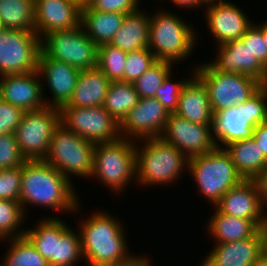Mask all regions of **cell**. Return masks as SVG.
<instances>
[{"label": "cell", "mask_w": 267, "mask_h": 266, "mask_svg": "<svg viewBox=\"0 0 267 266\" xmlns=\"http://www.w3.org/2000/svg\"><path fill=\"white\" fill-rule=\"evenodd\" d=\"M73 185L46 161H25L22 165L19 202L26 216V209L29 210V205L39 207V209L46 207L49 208L48 210H63V215L66 212L76 214L82 207H80V197Z\"/></svg>", "instance_id": "obj_1"}, {"label": "cell", "mask_w": 267, "mask_h": 266, "mask_svg": "<svg viewBox=\"0 0 267 266\" xmlns=\"http://www.w3.org/2000/svg\"><path fill=\"white\" fill-rule=\"evenodd\" d=\"M121 222L116 216L100 209L79 222L77 231L81 237L83 261L88 266L122 265L136 257L129 251Z\"/></svg>", "instance_id": "obj_2"}, {"label": "cell", "mask_w": 267, "mask_h": 266, "mask_svg": "<svg viewBox=\"0 0 267 266\" xmlns=\"http://www.w3.org/2000/svg\"><path fill=\"white\" fill-rule=\"evenodd\" d=\"M188 161L189 158L183 152L161 137L137 141L134 182L139 187L176 184L183 173L188 171Z\"/></svg>", "instance_id": "obj_3"}, {"label": "cell", "mask_w": 267, "mask_h": 266, "mask_svg": "<svg viewBox=\"0 0 267 266\" xmlns=\"http://www.w3.org/2000/svg\"><path fill=\"white\" fill-rule=\"evenodd\" d=\"M177 15L161 8L155 14L150 13L149 27V50L157 60L174 65L192 55L198 39L192 24Z\"/></svg>", "instance_id": "obj_4"}, {"label": "cell", "mask_w": 267, "mask_h": 266, "mask_svg": "<svg viewBox=\"0 0 267 266\" xmlns=\"http://www.w3.org/2000/svg\"><path fill=\"white\" fill-rule=\"evenodd\" d=\"M119 195L136 180V142L125 137L95 144L90 176ZM132 181V182H131ZM119 193V194H118Z\"/></svg>", "instance_id": "obj_5"}, {"label": "cell", "mask_w": 267, "mask_h": 266, "mask_svg": "<svg viewBox=\"0 0 267 266\" xmlns=\"http://www.w3.org/2000/svg\"><path fill=\"white\" fill-rule=\"evenodd\" d=\"M267 120V84L262 85L246 102L213 113V140L216 147L250 139L253 129Z\"/></svg>", "instance_id": "obj_6"}, {"label": "cell", "mask_w": 267, "mask_h": 266, "mask_svg": "<svg viewBox=\"0 0 267 266\" xmlns=\"http://www.w3.org/2000/svg\"><path fill=\"white\" fill-rule=\"evenodd\" d=\"M187 172L194 178L205 200L213 206L225 193L244 180L230 154L225 148L218 147L206 154L190 158Z\"/></svg>", "instance_id": "obj_7"}, {"label": "cell", "mask_w": 267, "mask_h": 266, "mask_svg": "<svg viewBox=\"0 0 267 266\" xmlns=\"http://www.w3.org/2000/svg\"><path fill=\"white\" fill-rule=\"evenodd\" d=\"M95 145L68 130L61 123L50 140L49 151L44 159L70 182L72 175L81 178L91 176Z\"/></svg>", "instance_id": "obj_8"}, {"label": "cell", "mask_w": 267, "mask_h": 266, "mask_svg": "<svg viewBox=\"0 0 267 266\" xmlns=\"http://www.w3.org/2000/svg\"><path fill=\"white\" fill-rule=\"evenodd\" d=\"M194 74L207 88L212 113L246 102L262 86L247 75L220 72L209 62L197 65Z\"/></svg>", "instance_id": "obj_9"}, {"label": "cell", "mask_w": 267, "mask_h": 266, "mask_svg": "<svg viewBox=\"0 0 267 266\" xmlns=\"http://www.w3.org/2000/svg\"><path fill=\"white\" fill-rule=\"evenodd\" d=\"M41 52L57 61L87 70L97 67L98 46L80 26L69 30H56L40 39Z\"/></svg>", "instance_id": "obj_10"}, {"label": "cell", "mask_w": 267, "mask_h": 266, "mask_svg": "<svg viewBox=\"0 0 267 266\" xmlns=\"http://www.w3.org/2000/svg\"><path fill=\"white\" fill-rule=\"evenodd\" d=\"M60 124V110L45 106L36 111H24L15 136L26 161L44 160L54 130Z\"/></svg>", "instance_id": "obj_11"}, {"label": "cell", "mask_w": 267, "mask_h": 266, "mask_svg": "<svg viewBox=\"0 0 267 266\" xmlns=\"http://www.w3.org/2000/svg\"><path fill=\"white\" fill-rule=\"evenodd\" d=\"M59 110L60 123L94 145L120 137V124L103 106L85 108L66 104Z\"/></svg>", "instance_id": "obj_12"}, {"label": "cell", "mask_w": 267, "mask_h": 266, "mask_svg": "<svg viewBox=\"0 0 267 266\" xmlns=\"http://www.w3.org/2000/svg\"><path fill=\"white\" fill-rule=\"evenodd\" d=\"M40 51L36 32L3 29L0 31V76L36 71Z\"/></svg>", "instance_id": "obj_13"}, {"label": "cell", "mask_w": 267, "mask_h": 266, "mask_svg": "<svg viewBox=\"0 0 267 266\" xmlns=\"http://www.w3.org/2000/svg\"><path fill=\"white\" fill-rule=\"evenodd\" d=\"M160 137L173 144L189 159L211 152L216 148L212 125L196 124L175 113L169 114L165 129Z\"/></svg>", "instance_id": "obj_14"}, {"label": "cell", "mask_w": 267, "mask_h": 266, "mask_svg": "<svg viewBox=\"0 0 267 266\" xmlns=\"http://www.w3.org/2000/svg\"><path fill=\"white\" fill-rule=\"evenodd\" d=\"M168 117L169 112L155 97L140 99L120 124V137L135 142L160 137Z\"/></svg>", "instance_id": "obj_15"}, {"label": "cell", "mask_w": 267, "mask_h": 266, "mask_svg": "<svg viewBox=\"0 0 267 266\" xmlns=\"http://www.w3.org/2000/svg\"><path fill=\"white\" fill-rule=\"evenodd\" d=\"M203 11L207 29L217 41L216 46L241 39L253 24V21L244 13L245 11L230 0L206 2Z\"/></svg>", "instance_id": "obj_16"}, {"label": "cell", "mask_w": 267, "mask_h": 266, "mask_svg": "<svg viewBox=\"0 0 267 266\" xmlns=\"http://www.w3.org/2000/svg\"><path fill=\"white\" fill-rule=\"evenodd\" d=\"M216 57L209 63L218 71L243 74L267 84V68L255 57L250 40L237 39L217 47Z\"/></svg>", "instance_id": "obj_17"}, {"label": "cell", "mask_w": 267, "mask_h": 266, "mask_svg": "<svg viewBox=\"0 0 267 266\" xmlns=\"http://www.w3.org/2000/svg\"><path fill=\"white\" fill-rule=\"evenodd\" d=\"M42 80V94L46 106L60 109L71 100L80 70L73 66L45 56L41 51L38 57V67ZM43 78H45L43 82ZM52 94L50 99H45V86ZM46 100V101H45ZM51 100V101H49Z\"/></svg>", "instance_id": "obj_18"}, {"label": "cell", "mask_w": 267, "mask_h": 266, "mask_svg": "<svg viewBox=\"0 0 267 266\" xmlns=\"http://www.w3.org/2000/svg\"><path fill=\"white\" fill-rule=\"evenodd\" d=\"M214 245L200 266H256L264 257L265 233L260 229L251 238Z\"/></svg>", "instance_id": "obj_19"}, {"label": "cell", "mask_w": 267, "mask_h": 266, "mask_svg": "<svg viewBox=\"0 0 267 266\" xmlns=\"http://www.w3.org/2000/svg\"><path fill=\"white\" fill-rule=\"evenodd\" d=\"M214 208L229 216L251 220L260 229H263L267 219V211L254 179H244L240 184L231 188Z\"/></svg>", "instance_id": "obj_20"}, {"label": "cell", "mask_w": 267, "mask_h": 266, "mask_svg": "<svg viewBox=\"0 0 267 266\" xmlns=\"http://www.w3.org/2000/svg\"><path fill=\"white\" fill-rule=\"evenodd\" d=\"M40 79L38 70L0 76V99L23 111H36L44 108L46 105Z\"/></svg>", "instance_id": "obj_21"}, {"label": "cell", "mask_w": 267, "mask_h": 266, "mask_svg": "<svg viewBox=\"0 0 267 266\" xmlns=\"http://www.w3.org/2000/svg\"><path fill=\"white\" fill-rule=\"evenodd\" d=\"M35 32L41 39L56 30L80 26L81 8L72 0H34Z\"/></svg>", "instance_id": "obj_22"}, {"label": "cell", "mask_w": 267, "mask_h": 266, "mask_svg": "<svg viewBox=\"0 0 267 266\" xmlns=\"http://www.w3.org/2000/svg\"><path fill=\"white\" fill-rule=\"evenodd\" d=\"M191 78L180 92L175 114L196 124L212 125L211 111L207 88L192 70Z\"/></svg>", "instance_id": "obj_23"}, {"label": "cell", "mask_w": 267, "mask_h": 266, "mask_svg": "<svg viewBox=\"0 0 267 266\" xmlns=\"http://www.w3.org/2000/svg\"><path fill=\"white\" fill-rule=\"evenodd\" d=\"M111 81L98 68L81 70L69 107L102 106Z\"/></svg>", "instance_id": "obj_24"}, {"label": "cell", "mask_w": 267, "mask_h": 266, "mask_svg": "<svg viewBox=\"0 0 267 266\" xmlns=\"http://www.w3.org/2000/svg\"><path fill=\"white\" fill-rule=\"evenodd\" d=\"M146 12L138 9L126 14L110 44L127 53L148 48L150 15Z\"/></svg>", "instance_id": "obj_25"}, {"label": "cell", "mask_w": 267, "mask_h": 266, "mask_svg": "<svg viewBox=\"0 0 267 266\" xmlns=\"http://www.w3.org/2000/svg\"><path fill=\"white\" fill-rule=\"evenodd\" d=\"M126 14L100 12L89 6L81 8L80 25L87 36L97 45L110 44L123 23Z\"/></svg>", "instance_id": "obj_26"}, {"label": "cell", "mask_w": 267, "mask_h": 266, "mask_svg": "<svg viewBox=\"0 0 267 266\" xmlns=\"http://www.w3.org/2000/svg\"><path fill=\"white\" fill-rule=\"evenodd\" d=\"M208 219L207 230L217 243H230L253 237L260 228L251 220L220 213L216 208Z\"/></svg>", "instance_id": "obj_27"}, {"label": "cell", "mask_w": 267, "mask_h": 266, "mask_svg": "<svg viewBox=\"0 0 267 266\" xmlns=\"http://www.w3.org/2000/svg\"><path fill=\"white\" fill-rule=\"evenodd\" d=\"M225 150L244 179H255L267 167V158L253 138L230 143Z\"/></svg>", "instance_id": "obj_28"}, {"label": "cell", "mask_w": 267, "mask_h": 266, "mask_svg": "<svg viewBox=\"0 0 267 266\" xmlns=\"http://www.w3.org/2000/svg\"><path fill=\"white\" fill-rule=\"evenodd\" d=\"M34 228L25 229V236L36 250L49 261L53 256L54 237H61L71 226L59 216H46L38 220Z\"/></svg>", "instance_id": "obj_29"}, {"label": "cell", "mask_w": 267, "mask_h": 266, "mask_svg": "<svg viewBox=\"0 0 267 266\" xmlns=\"http://www.w3.org/2000/svg\"><path fill=\"white\" fill-rule=\"evenodd\" d=\"M0 21L4 29L35 32L34 0H0Z\"/></svg>", "instance_id": "obj_30"}, {"label": "cell", "mask_w": 267, "mask_h": 266, "mask_svg": "<svg viewBox=\"0 0 267 266\" xmlns=\"http://www.w3.org/2000/svg\"><path fill=\"white\" fill-rule=\"evenodd\" d=\"M139 100L133 83L111 81L102 106L121 124Z\"/></svg>", "instance_id": "obj_31"}, {"label": "cell", "mask_w": 267, "mask_h": 266, "mask_svg": "<svg viewBox=\"0 0 267 266\" xmlns=\"http://www.w3.org/2000/svg\"><path fill=\"white\" fill-rule=\"evenodd\" d=\"M4 241L10 247L8 246L9 250L2 258L0 266H50L25 235Z\"/></svg>", "instance_id": "obj_32"}, {"label": "cell", "mask_w": 267, "mask_h": 266, "mask_svg": "<svg viewBox=\"0 0 267 266\" xmlns=\"http://www.w3.org/2000/svg\"><path fill=\"white\" fill-rule=\"evenodd\" d=\"M82 259L81 237L76 229L69 228L61 237H54L50 266H76Z\"/></svg>", "instance_id": "obj_33"}, {"label": "cell", "mask_w": 267, "mask_h": 266, "mask_svg": "<svg viewBox=\"0 0 267 266\" xmlns=\"http://www.w3.org/2000/svg\"><path fill=\"white\" fill-rule=\"evenodd\" d=\"M26 221L21 203L13 200L0 199V240L22 237L25 229L21 225ZM23 223V224H22ZM20 228V229H18Z\"/></svg>", "instance_id": "obj_34"}, {"label": "cell", "mask_w": 267, "mask_h": 266, "mask_svg": "<svg viewBox=\"0 0 267 266\" xmlns=\"http://www.w3.org/2000/svg\"><path fill=\"white\" fill-rule=\"evenodd\" d=\"M174 64L168 61L157 60L134 83L135 90L140 99L155 97L156 90L163 84L165 78L171 73Z\"/></svg>", "instance_id": "obj_35"}, {"label": "cell", "mask_w": 267, "mask_h": 266, "mask_svg": "<svg viewBox=\"0 0 267 266\" xmlns=\"http://www.w3.org/2000/svg\"><path fill=\"white\" fill-rule=\"evenodd\" d=\"M127 52L111 45L98 46L97 67L110 81H122Z\"/></svg>", "instance_id": "obj_36"}, {"label": "cell", "mask_w": 267, "mask_h": 266, "mask_svg": "<svg viewBox=\"0 0 267 266\" xmlns=\"http://www.w3.org/2000/svg\"><path fill=\"white\" fill-rule=\"evenodd\" d=\"M156 61L155 55L149 48L128 52L123 72V82L134 83Z\"/></svg>", "instance_id": "obj_37"}, {"label": "cell", "mask_w": 267, "mask_h": 266, "mask_svg": "<svg viewBox=\"0 0 267 266\" xmlns=\"http://www.w3.org/2000/svg\"><path fill=\"white\" fill-rule=\"evenodd\" d=\"M25 161L15 134H0V169L21 167Z\"/></svg>", "instance_id": "obj_38"}, {"label": "cell", "mask_w": 267, "mask_h": 266, "mask_svg": "<svg viewBox=\"0 0 267 266\" xmlns=\"http://www.w3.org/2000/svg\"><path fill=\"white\" fill-rule=\"evenodd\" d=\"M171 76L172 73L165 78L163 84L155 92V98L165 107L169 114L175 113L181 89L191 78V76L189 78L186 76L185 80L183 78V80L173 82Z\"/></svg>", "instance_id": "obj_39"}, {"label": "cell", "mask_w": 267, "mask_h": 266, "mask_svg": "<svg viewBox=\"0 0 267 266\" xmlns=\"http://www.w3.org/2000/svg\"><path fill=\"white\" fill-rule=\"evenodd\" d=\"M22 181V166L0 169V199L19 201Z\"/></svg>", "instance_id": "obj_40"}, {"label": "cell", "mask_w": 267, "mask_h": 266, "mask_svg": "<svg viewBox=\"0 0 267 266\" xmlns=\"http://www.w3.org/2000/svg\"><path fill=\"white\" fill-rule=\"evenodd\" d=\"M24 111L0 99V134H15Z\"/></svg>", "instance_id": "obj_41"}, {"label": "cell", "mask_w": 267, "mask_h": 266, "mask_svg": "<svg viewBox=\"0 0 267 266\" xmlns=\"http://www.w3.org/2000/svg\"><path fill=\"white\" fill-rule=\"evenodd\" d=\"M140 0H92L88 5L92 10L131 14L139 9Z\"/></svg>", "instance_id": "obj_42"}, {"label": "cell", "mask_w": 267, "mask_h": 266, "mask_svg": "<svg viewBox=\"0 0 267 266\" xmlns=\"http://www.w3.org/2000/svg\"><path fill=\"white\" fill-rule=\"evenodd\" d=\"M241 39L250 40V47L255 57L267 68V47L261 33V22L258 25L253 23Z\"/></svg>", "instance_id": "obj_43"}, {"label": "cell", "mask_w": 267, "mask_h": 266, "mask_svg": "<svg viewBox=\"0 0 267 266\" xmlns=\"http://www.w3.org/2000/svg\"><path fill=\"white\" fill-rule=\"evenodd\" d=\"M252 138L257 142L267 158V120L263 121L253 129Z\"/></svg>", "instance_id": "obj_44"}, {"label": "cell", "mask_w": 267, "mask_h": 266, "mask_svg": "<svg viewBox=\"0 0 267 266\" xmlns=\"http://www.w3.org/2000/svg\"><path fill=\"white\" fill-rule=\"evenodd\" d=\"M257 184L261 201L267 208V167L254 179Z\"/></svg>", "instance_id": "obj_45"}, {"label": "cell", "mask_w": 267, "mask_h": 266, "mask_svg": "<svg viewBox=\"0 0 267 266\" xmlns=\"http://www.w3.org/2000/svg\"><path fill=\"white\" fill-rule=\"evenodd\" d=\"M175 6H179L178 8H190L195 9V11L200 9V7H205L206 2L204 0H171Z\"/></svg>", "instance_id": "obj_46"}, {"label": "cell", "mask_w": 267, "mask_h": 266, "mask_svg": "<svg viewBox=\"0 0 267 266\" xmlns=\"http://www.w3.org/2000/svg\"><path fill=\"white\" fill-rule=\"evenodd\" d=\"M151 260L149 257H147L146 255L142 254L140 256H136L132 261L126 263V264H122V265H114V266H152Z\"/></svg>", "instance_id": "obj_47"}, {"label": "cell", "mask_w": 267, "mask_h": 266, "mask_svg": "<svg viewBox=\"0 0 267 266\" xmlns=\"http://www.w3.org/2000/svg\"><path fill=\"white\" fill-rule=\"evenodd\" d=\"M261 33L267 47V19L261 23Z\"/></svg>", "instance_id": "obj_48"}, {"label": "cell", "mask_w": 267, "mask_h": 266, "mask_svg": "<svg viewBox=\"0 0 267 266\" xmlns=\"http://www.w3.org/2000/svg\"><path fill=\"white\" fill-rule=\"evenodd\" d=\"M76 3L80 8L88 6L92 0H72Z\"/></svg>", "instance_id": "obj_49"}, {"label": "cell", "mask_w": 267, "mask_h": 266, "mask_svg": "<svg viewBox=\"0 0 267 266\" xmlns=\"http://www.w3.org/2000/svg\"><path fill=\"white\" fill-rule=\"evenodd\" d=\"M264 233H265V245L267 246V219L265 222V225L263 227Z\"/></svg>", "instance_id": "obj_50"}, {"label": "cell", "mask_w": 267, "mask_h": 266, "mask_svg": "<svg viewBox=\"0 0 267 266\" xmlns=\"http://www.w3.org/2000/svg\"><path fill=\"white\" fill-rule=\"evenodd\" d=\"M256 266H267V262L263 259L261 262H259Z\"/></svg>", "instance_id": "obj_51"}, {"label": "cell", "mask_w": 267, "mask_h": 266, "mask_svg": "<svg viewBox=\"0 0 267 266\" xmlns=\"http://www.w3.org/2000/svg\"><path fill=\"white\" fill-rule=\"evenodd\" d=\"M263 259L267 262V246L265 245V248H264V257Z\"/></svg>", "instance_id": "obj_52"}, {"label": "cell", "mask_w": 267, "mask_h": 266, "mask_svg": "<svg viewBox=\"0 0 267 266\" xmlns=\"http://www.w3.org/2000/svg\"><path fill=\"white\" fill-rule=\"evenodd\" d=\"M4 29V27L2 26V23L0 21V31H2Z\"/></svg>", "instance_id": "obj_53"}, {"label": "cell", "mask_w": 267, "mask_h": 266, "mask_svg": "<svg viewBox=\"0 0 267 266\" xmlns=\"http://www.w3.org/2000/svg\"><path fill=\"white\" fill-rule=\"evenodd\" d=\"M205 2L218 1V0H204Z\"/></svg>", "instance_id": "obj_54"}]
</instances>
